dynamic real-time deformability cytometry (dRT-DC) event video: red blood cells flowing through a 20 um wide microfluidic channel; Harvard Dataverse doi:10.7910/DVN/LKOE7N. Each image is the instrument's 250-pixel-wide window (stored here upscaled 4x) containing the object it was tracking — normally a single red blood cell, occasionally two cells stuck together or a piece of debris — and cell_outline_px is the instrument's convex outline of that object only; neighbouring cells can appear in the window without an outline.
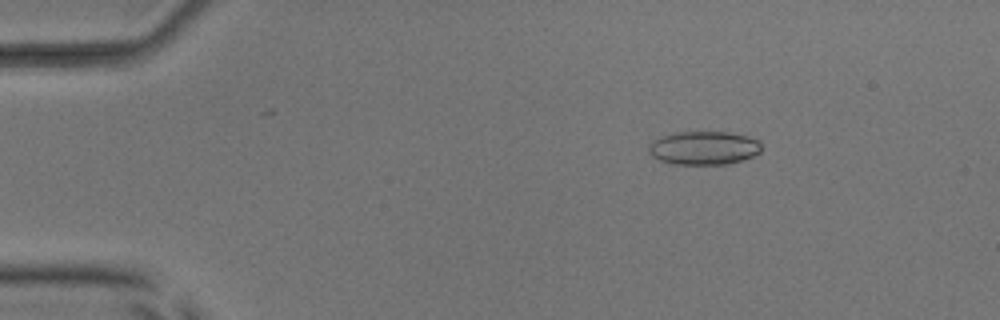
{"species": "common noctule bat (a hibernating species)", "species_latin": "Nyctalus noctula", "temperature_condition": "room temperature", "stored_images_in_passage": 53, "camera_frame_rate_fps": 3000, "um_per_image_px": 0.085, "animal": {"sex": "male", "body_mass_g": 17.9, "forearm_length_mm": 54.2}, "frame": {"image": 1, "passage_image": 9, "time_ms": 2.667, "image_size_px": [1000, 320], "cell_outline_px": [[760, 152], [752, 156], [728, 164], [672, 164], [660, 160], [652, 156], [648, 152], [648, 144], [652, 140], [660, 136], [676, 132], [728, 132], [748, 136], [756, 140], [760, 144]], "centroid_in_image_um": [59.76, 12.57], "position_along_channel_um": 25.2, "area_um2": 22.02}}
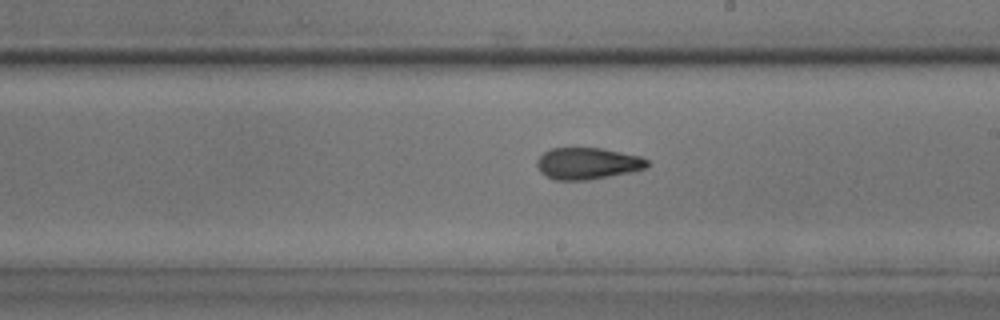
{"frame": {"image": 2, "passage_image": 31, "time_ms": 10.0, "image_size_px": [1000, 320], "cell_outline_px": [[648, 164], [644, 168], [632, 172], [588, 180], [556, 180], [544, 176], [540, 172], [536, 164], [536, 160], [544, 152], [552, 148], [600, 148], [640, 156], [648, 160]], "centroid_in_image_um": [49.9, 13.9], "position_along_channel_um": 239.1, "area_um2": 20.35}}
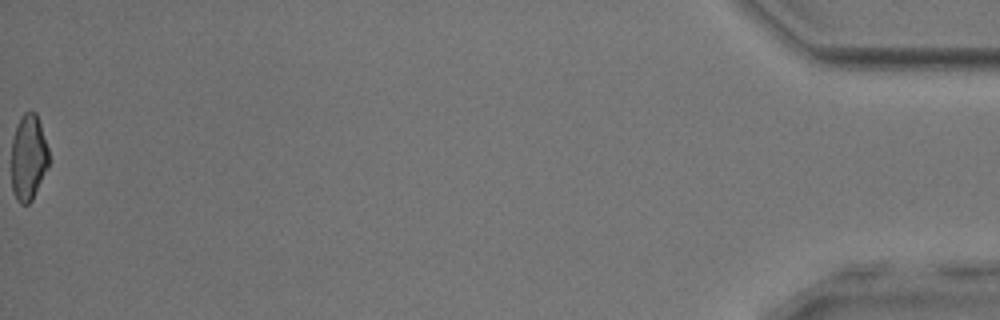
{"frame": {"image": 3, "passage_image": 53, "time_ms": 17.333, "image_size_px": [1000, 320], "cell_outline_px": [[48, 168], [32, 200], [28, 204], [20, 204], [16, 200], [12, 192], [12, 140], [16, 124], [20, 116], [24, 112], [36, 112], [48, 148]], "centroid_in_image_um": [2.4, 13.4], "position_along_channel_um": 432.8, "area_um2": 18.84}, "authors_computed_cell_mechanics": {"area_um2": 20.6924, "velocity_mm_per_s": 3.9988, "shape_relaxation_time_tau1_ms": 9.6091, "shape_relaxation_time_tau2_ms": 3.2889, "deformation_change_tau1": 0.2137, "deformation_change_tau2": 0.1218}}